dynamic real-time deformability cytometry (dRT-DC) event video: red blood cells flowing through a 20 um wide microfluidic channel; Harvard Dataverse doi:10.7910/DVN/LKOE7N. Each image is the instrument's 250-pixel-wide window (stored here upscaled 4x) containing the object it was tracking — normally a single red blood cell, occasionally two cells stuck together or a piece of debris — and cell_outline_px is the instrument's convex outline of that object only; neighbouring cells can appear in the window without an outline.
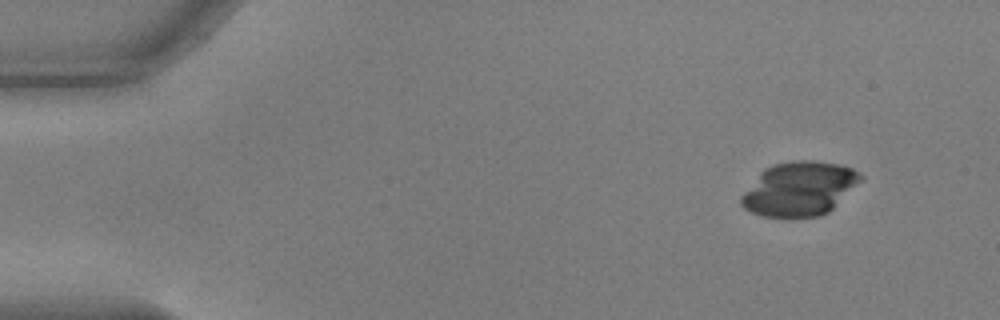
{"species": "common noctule bat (a hibernating species)", "species_latin": "Nyctalus noctula", "temperature_condition": "warm", "stored_images_in_passage": 43, "camera_frame_rate_fps": 3000, "um_per_image_px": 0.085, "animal": {"sex": "male", "body_mass_g": 17.9, "forearm_length_mm": 54.2}, "frame": {"image": 1, "passage_image": 5, "time_ms": 1.333, "image_size_px": [1000, 320], "cell_outline_px": [[864, 176], [828, 212], [820, 216], [760, 216], [744, 208], [740, 204], [740, 196], [760, 172], [764, 168], [772, 164], [792, 160], [812, 160], [840, 164], [852, 168], [860, 172]], "centroid_in_image_um": [67.91, 16.02], "position_along_channel_um": 17.1, "area_um2": 37.28}}